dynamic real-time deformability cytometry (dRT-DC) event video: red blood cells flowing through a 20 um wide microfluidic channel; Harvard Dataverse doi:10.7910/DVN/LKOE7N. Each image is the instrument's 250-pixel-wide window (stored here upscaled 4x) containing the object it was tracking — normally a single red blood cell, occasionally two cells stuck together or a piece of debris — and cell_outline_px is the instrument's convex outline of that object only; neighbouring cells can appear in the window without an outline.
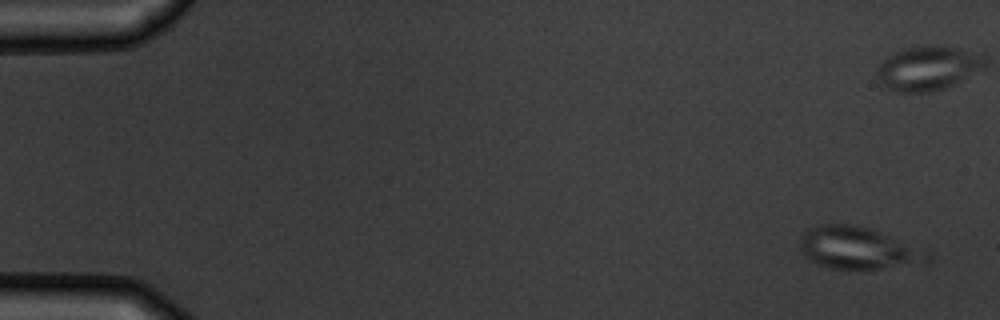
{"species": "common noctule bat (a hibernating species)", "species_latin": "Nyctalus noctula", "temperature_condition": "warm", "stored_images_in_passage": 6, "camera_frame_rate_fps": 3000, "um_per_image_px": 0.085, "animal": {"sex": "male", "body_mass_g": 19.5, "forearm_length_mm": 54.6}, "frame": {"image": 1, "passage_image": 1, "time_ms": 0.0, "image_size_px": [1000, 320], "cell_outline_px": [[932, 260], [924, 264], [860, 272], [856, 272], [832, 268], [816, 264], [804, 256], [800, 248], [800, 236], [808, 228], [820, 224], [848, 224], [872, 228], [928, 248], [932, 252]], "centroid_in_image_um": [73.08, 21.13], "position_along_channel_um": 11.9, "area_um2": 33.29}}